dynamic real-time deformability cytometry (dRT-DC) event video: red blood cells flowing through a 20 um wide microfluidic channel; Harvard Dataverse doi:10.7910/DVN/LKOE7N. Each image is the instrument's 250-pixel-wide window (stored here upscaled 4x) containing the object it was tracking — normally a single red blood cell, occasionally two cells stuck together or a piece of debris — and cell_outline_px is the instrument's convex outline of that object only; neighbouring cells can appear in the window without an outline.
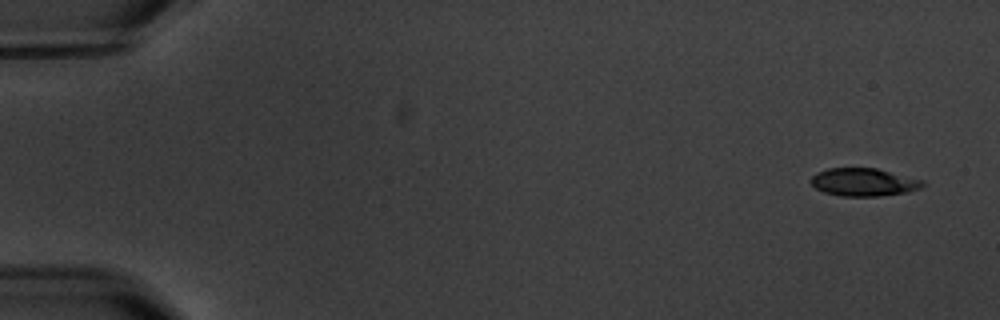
{"species": "common noctule bat (a hibernating species)", "species_latin": "Nyctalus noctula", "temperature_condition": "warm", "stored_images_in_passage": 7, "camera_frame_rate_fps": 3000, "um_per_image_px": 0.085, "animal": {"sex": "male", "body_mass_g": 20.1, "forearm_length_mm": 53.5}, "frame": {"image": 1, "passage_image": 1, "time_ms": 0.0, "image_size_px": [1000, 320], "cell_outline_px": [[924, 184], [920, 188], [908, 192], [880, 196], [840, 196], [824, 192], [816, 188], [808, 180], [816, 172], [828, 168], [876, 168], [924, 180]], "centroid_in_image_um": [73.39, 15.48], "position_along_channel_um": 11.6, "area_um2": 18.26}}
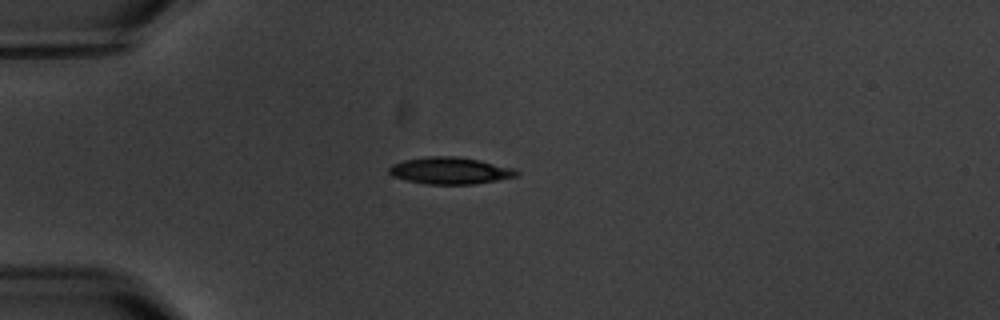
{"frame": {"image": 2, "passage_image": 4, "time_ms": 4.333, "image_size_px": [1000, 320], "cell_outline_px": [[520, 172], [516, 176], [496, 180], [472, 184], [424, 184], [392, 176], [388, 172], [388, 168], [392, 164], [404, 160], [428, 156], [456, 156], [480, 160], [516, 168]], "centroid_in_image_um": [38.26, 14.49], "position_along_channel_um": 46.7, "area_um2": 20.0}}